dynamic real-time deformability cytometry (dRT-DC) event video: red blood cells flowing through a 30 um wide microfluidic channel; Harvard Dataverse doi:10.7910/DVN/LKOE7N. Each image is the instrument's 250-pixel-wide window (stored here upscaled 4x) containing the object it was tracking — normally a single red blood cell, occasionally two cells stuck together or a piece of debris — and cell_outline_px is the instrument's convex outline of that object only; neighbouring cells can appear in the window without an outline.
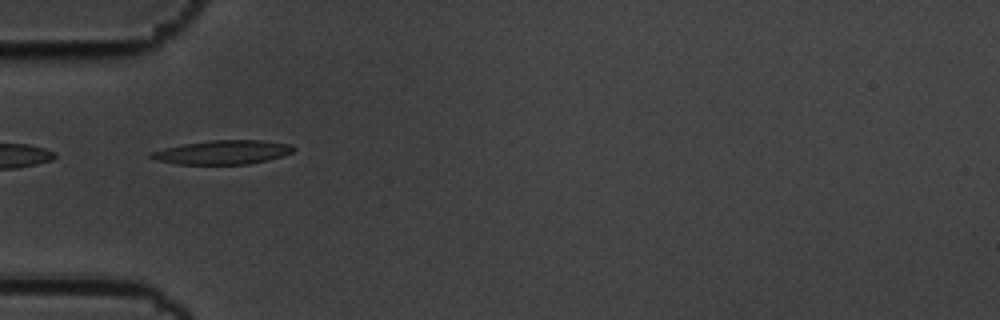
{"species": "common noctule bat (a hibernating species)", "species_latin": "Nyctalus noctula", "temperature_condition": "cold", "stored_images_in_passage": 42, "camera_frame_rate_fps": 3000, "um_per_image_px": 0.085, "animal": {"sex": "male", "body_mass_g": 19.5, "forearm_length_mm": 54.6}, "frame": {"image": 1, "passage_image": 2, "time_ms": 0.333, "image_size_px": [1000, 320], "cell_outline_px": [[296, 148], [292, 152], [284, 156], [268, 160], [248, 164], [176, 164], [156, 160], [148, 156], [152, 152], [164, 148], [184, 144], [212, 140], [260, 140], [292, 144]], "centroid_in_image_um": [18.97, 12.94], "position_along_channel_um": 66.0, "area_um2": 19.88}}
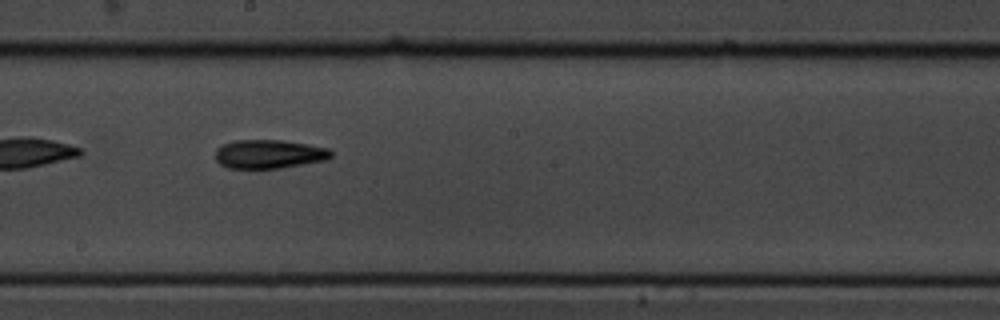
{"frame": {"image": 2, "passage_image": 16, "time_ms": 5.0, "image_size_px": [1000, 320], "cell_outline_px": [[332, 156], [324, 160], [280, 168], [228, 168], [220, 164], [216, 160], [216, 148], [224, 144], [236, 140], [280, 140], [308, 144], [328, 148], [332, 152]], "centroid_in_image_um": [22.85, 13.09], "position_along_channel_um": 225.3, "area_um2": 19.25}}
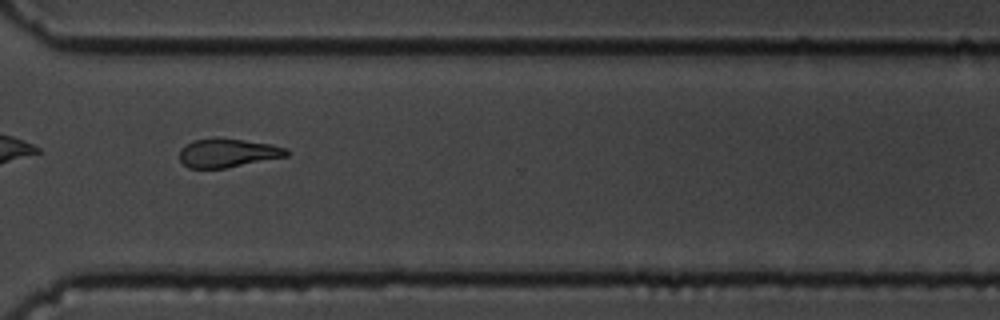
{"frame": {"image": 3, "passage_image": 27, "time_ms": 8.667, "image_size_px": [1000, 320], "cell_outline_px": [[288, 156], [228, 168], [188, 168], [180, 160], [180, 148], [192, 140], [212, 136], [216, 136], [272, 144], [288, 148]], "centroid_in_image_um": [19.35, 12.98], "position_along_channel_um": 351.3, "area_um2": 18.38}, "authors_computed_cell_mechanics": {"area_um2": 18.6694, "velocity_mm_per_s": 3.4355, "shape_relaxation_time_tau1_ms": 10.1341, "shape_relaxation_time_tau2_ms": 6.4244, "deformation_change_tau1": 0.2292, "deformation_change_tau2": 0.1602}}